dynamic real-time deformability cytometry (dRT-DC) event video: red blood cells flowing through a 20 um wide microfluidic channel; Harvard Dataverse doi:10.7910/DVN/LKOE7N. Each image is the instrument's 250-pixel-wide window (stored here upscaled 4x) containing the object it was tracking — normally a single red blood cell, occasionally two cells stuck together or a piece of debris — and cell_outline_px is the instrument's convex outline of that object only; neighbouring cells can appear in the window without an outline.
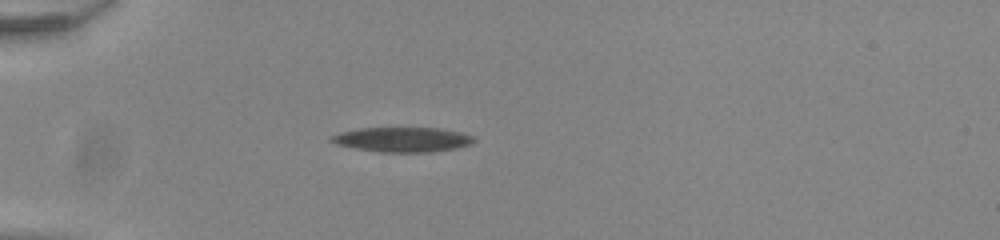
{"species": "common noctule bat (a hibernating species)", "species_latin": "Nyctalus noctula", "temperature_condition": "room temperature", "stored_images_in_passage": 45, "camera_frame_rate_fps": 3000, "um_per_image_px": 0.085, "animal": {"sex": "male", "body_mass_g": 20.0, "forearm_length_mm": 53.3}, "frame": {"image": 1, "passage_image": 7, "time_ms": 2.0, "image_size_px": [1000, 240], "cell_outline_px": [[476, 140], [468, 144], [456, 148], [428, 152], [380, 152], [356, 148], [336, 144], [328, 140], [328, 136], [340, 132], [360, 128], [436, 128], [460, 132], [472, 136]], "centroid_in_image_um": [34.14, 11.86], "position_along_channel_um": 50.9, "area_um2": 20.4}}
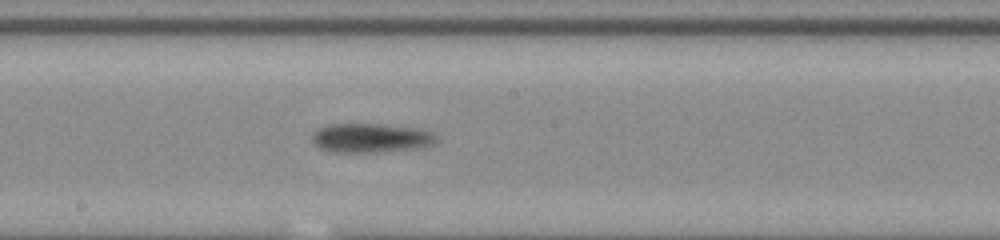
{"frame": {"image": 2, "passage_image": 22, "time_ms": 7.0, "image_size_px": [1000, 240], "cell_outline_px": [[436, 140], [432, 144], [416, 148], [368, 152], [332, 152], [320, 148], [312, 144], [312, 132], [316, 128], [328, 124], [380, 124], [420, 128], [432, 132], [436, 136]], "centroid_in_image_um": [31.45, 11.71], "position_along_channel_um": 216.8, "area_um2": 21.15}}
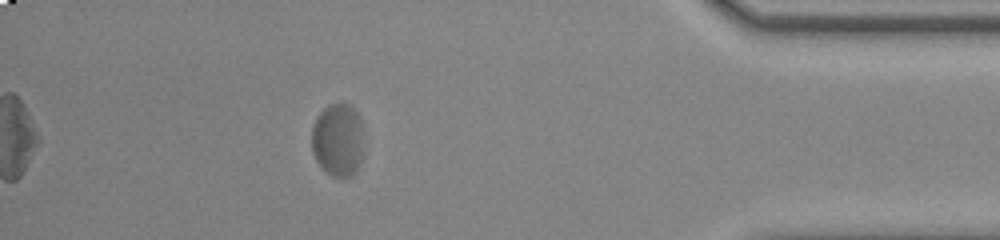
{"frame": {"image": 3, "passage_image": 40, "time_ms": 13.0, "image_size_px": [1000, 240], "cell_outline_px": [[360, 160], [356, 172], [352, 176], [332, 176], [316, 160], [312, 152], [312, 128], [320, 112], [324, 108], [332, 104], [348, 104], [356, 108], [360, 120]], "centroid_in_image_um": [28.69, 11.88], "position_along_channel_um": 406.5, "area_um2": 21.5}, "authors_computed_cell_mechanics": {"area_um2": 21.3282, "velocity_mm_per_s": 3.779, "shape_relaxation_time_tau1_ms": 8.4114, "shape_relaxation_time_tau2_ms": null, "deformation_change_tau1": 0.2433, "deformation_change_tau2": null}}